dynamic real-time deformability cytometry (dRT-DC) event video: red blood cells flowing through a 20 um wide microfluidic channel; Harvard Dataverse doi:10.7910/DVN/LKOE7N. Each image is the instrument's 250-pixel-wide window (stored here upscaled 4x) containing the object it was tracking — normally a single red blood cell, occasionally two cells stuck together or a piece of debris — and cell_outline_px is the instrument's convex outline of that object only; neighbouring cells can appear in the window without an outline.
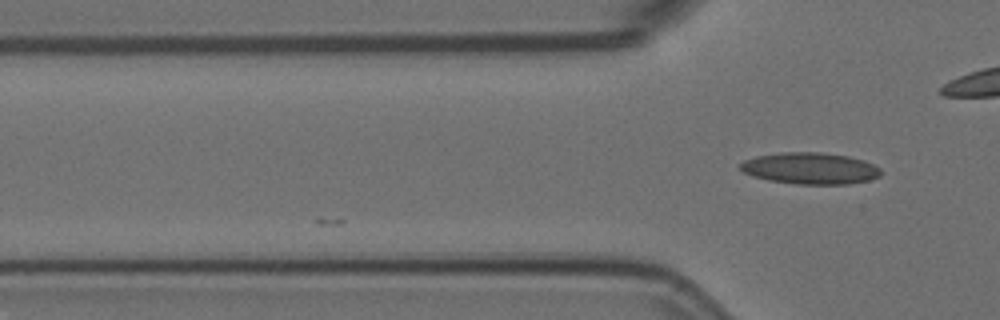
{"species": "Egyptian fruit bat (a non-hibernating species)", "species_latin": "Rousettus aegyptiacus", "temperature_condition": "room temperature", "stored_images_in_passage": 4, "camera_frame_rate_fps": 3000, "um_per_image_px": 0.085, "animal": {"sex": "female"}, "frame": {"image": 1, "passage_image": 4, "time_ms": 1.0, "image_size_px": [1000, 320], "cell_outline_px": [[880, 176], [868, 180], [848, 184], [796, 184], [768, 180], [752, 176], [744, 172], [740, 168], [740, 164], [744, 160], [756, 156], [780, 152], [820, 152], [848, 156], [864, 160], [880, 168]], "centroid_in_image_um": [68.85, 14.31], "position_along_channel_um": 57.0, "area_um2": 25.84}}